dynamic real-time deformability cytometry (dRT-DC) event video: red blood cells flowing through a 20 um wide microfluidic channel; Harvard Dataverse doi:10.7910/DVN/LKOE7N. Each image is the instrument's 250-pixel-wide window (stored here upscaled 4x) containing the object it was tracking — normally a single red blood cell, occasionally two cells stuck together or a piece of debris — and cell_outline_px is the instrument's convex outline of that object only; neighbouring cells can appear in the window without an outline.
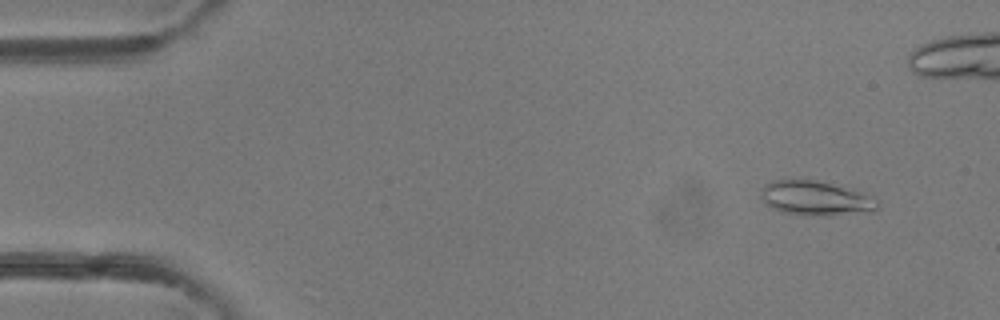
{"species": "common noctule bat (a hibernating species)", "species_latin": "Nyctalus noctula", "temperature_condition": "room temperature", "stored_images_in_passage": 47, "camera_frame_rate_fps": 3000, "um_per_image_px": 0.085, "animal": {"sex": "female"}, "frame": {"image": 1, "passage_image": 3, "time_ms": 0.667, "image_size_px": [1000, 320], "cell_outline_px": [[880, 208], [876, 212], [780, 212], [764, 204], [760, 196], [760, 188], [764, 184], [772, 180], [816, 180], [864, 192], [880, 200]], "centroid_in_image_um": [69.33, 16.78], "position_along_channel_um": 15.7, "area_um2": 22.66}}
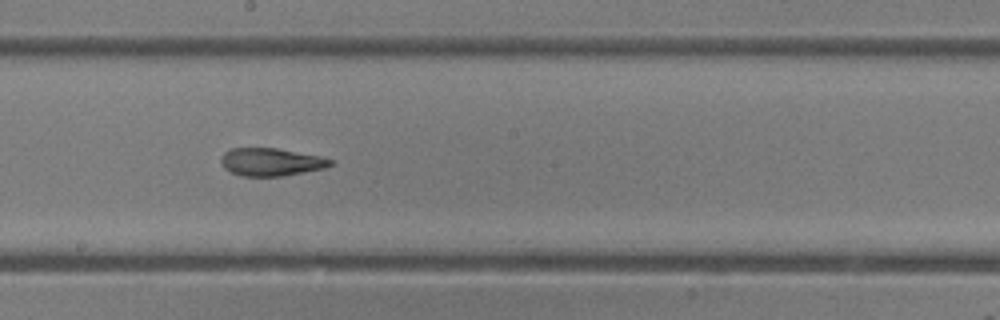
{"frame": {"image": 2, "passage_image": 25, "time_ms": 8.0, "image_size_px": [1000, 320], "cell_outline_px": [[336, 164], [324, 168], [284, 176], [240, 176], [224, 168], [220, 160], [224, 152], [232, 148], [276, 148], [320, 156], [332, 160]], "centroid_in_image_um": [23.05, 13.77], "position_along_channel_um": 225.2, "area_um2": 17.74}}
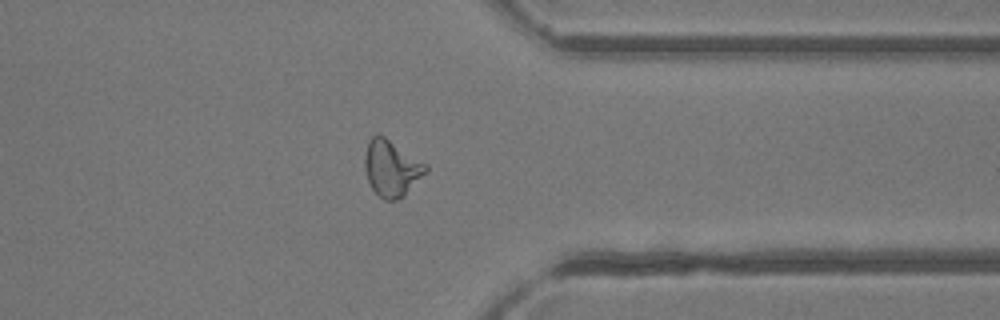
{"frame": {"image": 3, "passage_image": 36, "time_ms": 11.667, "image_size_px": [1000, 320], "cell_outline_px": [[428, 172], [404, 196], [396, 200], [384, 200], [372, 188], [368, 180], [364, 168], [364, 156], [368, 140], [376, 132], [384, 136], [428, 164]], "centroid_in_image_um": [33.29, 14.28], "position_along_channel_um": 378.1, "area_um2": 20.29}, "authors_computed_cell_mechanics": {"area_um2": 19.4208, "velocity_mm_per_s": 4.3558, "shape_relaxation_time_tau1_ms": 5.7126, "shape_relaxation_time_tau2_ms": 2.0404, "deformation_change_tau1": 0.2018, "deformation_change_tau2": 0.1115}}